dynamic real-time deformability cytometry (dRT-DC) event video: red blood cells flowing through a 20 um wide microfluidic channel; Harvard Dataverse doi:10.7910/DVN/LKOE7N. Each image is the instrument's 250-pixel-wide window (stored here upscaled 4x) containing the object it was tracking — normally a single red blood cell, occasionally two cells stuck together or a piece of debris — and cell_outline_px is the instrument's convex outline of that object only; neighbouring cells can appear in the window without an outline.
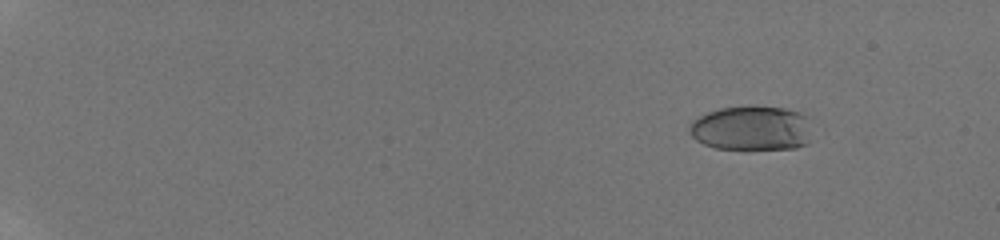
{"species": "human", "species_latin": "Homo sapiens", "temperature_condition": "room temperature", "stored_images_in_passage": 27, "camera_frame_rate_fps": 3000, "um_per_image_px": 0.085, "donor": {"sex": "male"}, "frame": {"image": 1, "passage_image": 9, "time_ms": 2.667, "image_size_px": [1000, 240], "cell_outline_px": [[808, 144], [796, 148], [744, 152], [716, 148], [704, 144], [696, 140], [688, 132], [688, 128], [692, 120], [708, 112], [720, 108], [748, 104], [752, 104], [784, 108], [800, 112], [808, 116]], "centroid_in_image_um": [63.86, 10.92], "position_along_channel_um": 21.1, "area_um2": 33.29}}
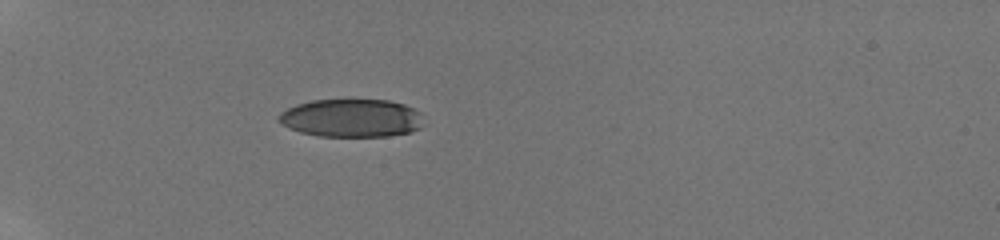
{"frame": {"image": 2, "passage_image": 22, "time_ms": 7.0, "image_size_px": [1000, 240], "cell_outline_px": [[424, 124], [420, 128], [412, 132], [388, 136], [320, 136], [300, 132], [288, 128], [276, 116], [280, 112], [296, 104], [312, 100], [388, 100], [404, 104], [420, 112]], "centroid_in_image_um": [29.89, 10.03], "position_along_channel_um": 55.1, "area_um2": 32.25}}
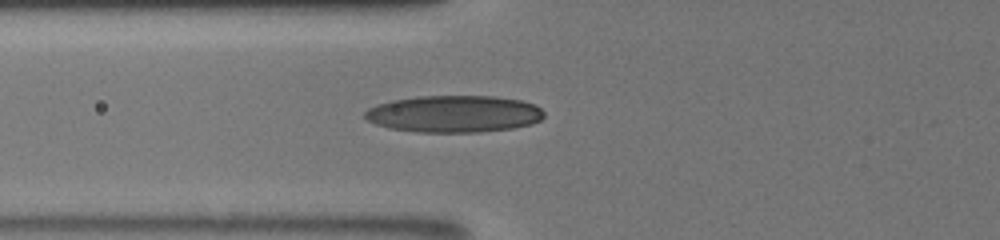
{"frame": {"image": 3, "passage_image": 27, "time_ms": 8.667, "image_size_px": [1000, 240], "cell_outline_px": [[544, 116], [540, 120], [532, 124], [512, 128], [480, 132], [416, 132], [388, 128], [376, 124], [368, 120], [364, 116], [364, 112], [368, 108], [376, 104], [392, 100], [420, 96], [496, 96], [520, 100], [532, 104], [540, 108], [544, 112]], "centroid_in_image_um": [38.57, 9.68], "position_along_channel_um": 87.2, "area_um2": 38.67}}